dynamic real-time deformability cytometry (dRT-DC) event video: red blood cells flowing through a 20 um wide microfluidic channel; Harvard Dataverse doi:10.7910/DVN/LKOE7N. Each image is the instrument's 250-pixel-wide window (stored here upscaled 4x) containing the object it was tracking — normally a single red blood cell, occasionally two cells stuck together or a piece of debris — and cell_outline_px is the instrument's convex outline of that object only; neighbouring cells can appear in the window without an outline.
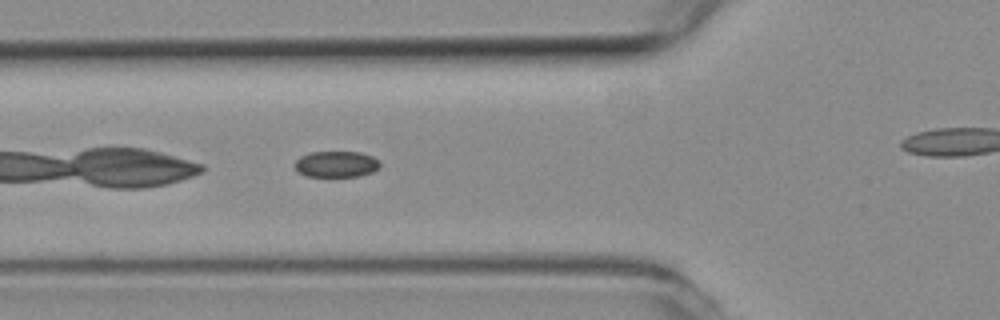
{"species": "common noctule bat (a hibernating species)", "species_latin": "Nyctalus noctula", "temperature_condition": "room temperature", "stored_images_in_passage": 39, "camera_frame_rate_fps": 3000, "um_per_image_px": 0.085, "animal": {"sex": "female", "body_mass_g": 19.3, "forearm_length_mm": 54.1}, "frame": {"image": 1, "passage_image": 3, "time_ms": 0.667, "image_size_px": [1000, 320], "cell_outline_px": [[380, 168], [372, 172], [360, 176], [308, 176], [296, 172], [292, 164], [300, 156], [312, 152], [360, 152], [372, 156], [380, 160]], "centroid_in_image_um": [28.57, 13.95], "position_along_channel_um": 97.2, "area_um2": 13.18}}
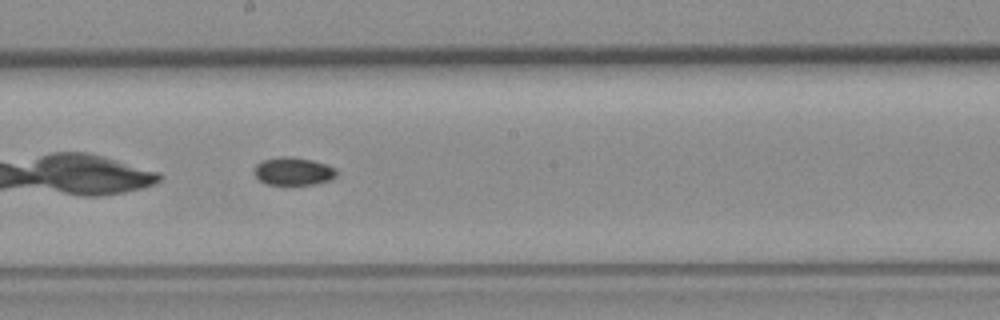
{"frame": {"image": 2, "passage_image": 13, "time_ms": 4.0, "image_size_px": [1000, 320], "cell_outline_px": [[336, 176], [332, 180], [316, 184], [268, 184], [260, 180], [252, 172], [256, 164], [264, 160], [284, 156], [288, 156], [312, 160], [328, 164], [336, 168]], "centroid_in_image_um": [24.96, 14.55], "position_along_channel_um": 223.2, "area_um2": 13.41}}
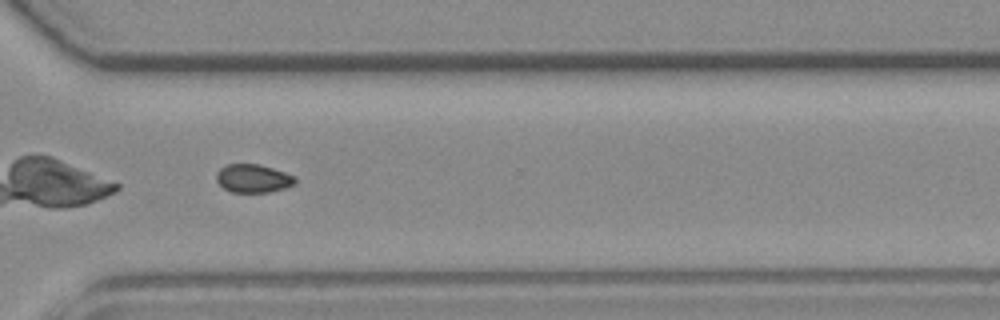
{"frame": {"image": 3, "passage_image": 23, "time_ms": 7.333, "image_size_px": [1000, 320], "cell_outline_px": [[296, 184], [284, 188], [268, 192], [232, 192], [224, 188], [216, 180], [216, 172], [224, 164], [260, 164], [296, 176]], "centroid_in_image_um": [21.51, 15.15], "position_along_channel_um": 349.1, "area_um2": 13.06}}